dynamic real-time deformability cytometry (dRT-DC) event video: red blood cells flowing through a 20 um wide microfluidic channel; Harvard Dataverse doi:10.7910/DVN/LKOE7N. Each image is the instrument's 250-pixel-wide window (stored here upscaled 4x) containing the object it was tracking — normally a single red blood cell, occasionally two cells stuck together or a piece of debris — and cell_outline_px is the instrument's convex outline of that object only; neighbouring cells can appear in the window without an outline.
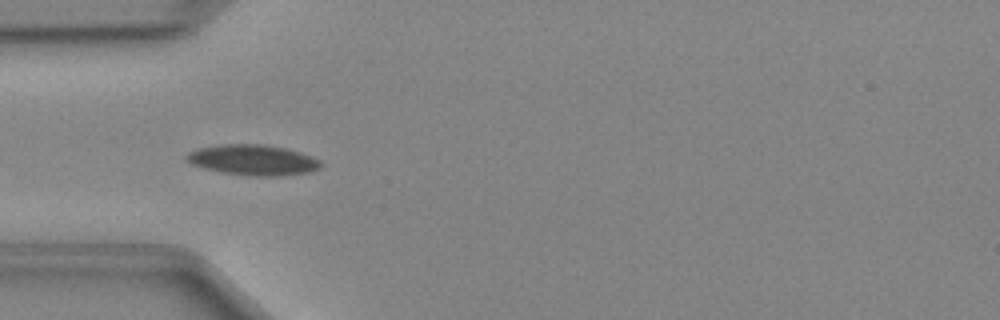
{"species": "Egyptian fruit bat (a non-hibernating species)", "species_latin": "Rousettus aegyptiacus", "temperature_condition": "cold", "stored_images_in_passage": 7, "camera_frame_rate_fps": 3000, "um_per_image_px": 0.085, "animal": {"sex": "female"}, "frame": {"image": 1, "passage_image": 3, "time_ms": 0.667, "image_size_px": [1000, 320], "cell_outline_px": [[324, 164], [320, 168], [308, 172], [280, 176], [256, 176], [224, 172], [204, 168], [192, 164], [184, 160], [184, 156], [188, 152], [196, 148], [220, 144], [264, 144], [284, 148], [300, 152], [312, 156], [320, 160]], "centroid_in_image_um": [21.49, 13.58], "position_along_channel_um": 63.5, "area_um2": 23.99}}